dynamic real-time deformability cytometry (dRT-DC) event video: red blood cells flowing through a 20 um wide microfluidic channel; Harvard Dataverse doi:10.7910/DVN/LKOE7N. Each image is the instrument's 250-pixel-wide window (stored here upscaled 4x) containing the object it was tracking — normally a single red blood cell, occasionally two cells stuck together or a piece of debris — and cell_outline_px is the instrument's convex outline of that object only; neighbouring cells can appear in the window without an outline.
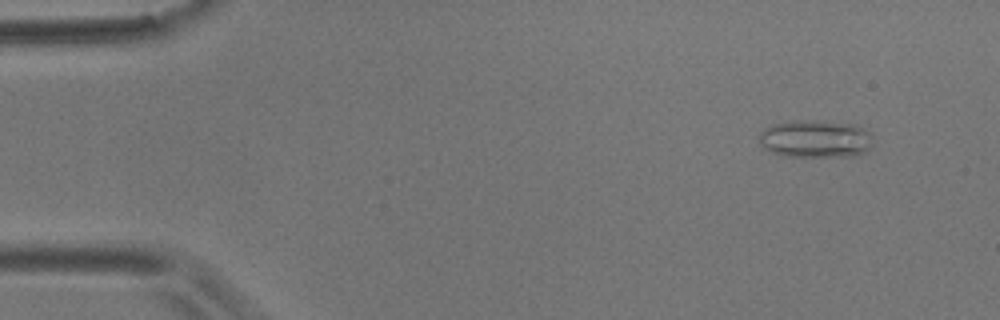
{"species": "common noctule bat (a hibernating species)", "species_latin": "Nyctalus noctula", "temperature_condition": "room temperature", "stored_images_in_passage": 55, "camera_frame_rate_fps": 3000, "um_per_image_px": 0.085, "animal": {"sex": "male", "body_mass_g": 17.9}, "frame": {"image": 1, "passage_image": 5, "time_ms": 1.333, "image_size_px": [1000, 320], "cell_outline_px": [[872, 144], [864, 152], [852, 156], [788, 156], [772, 152], [764, 148], [760, 144], [760, 132], [764, 128], [772, 124], [792, 120], [812, 120], [852, 124], [864, 128], [872, 136]], "centroid_in_image_um": [69.3, 11.79], "position_along_channel_um": 15.7, "area_um2": 24.91}}
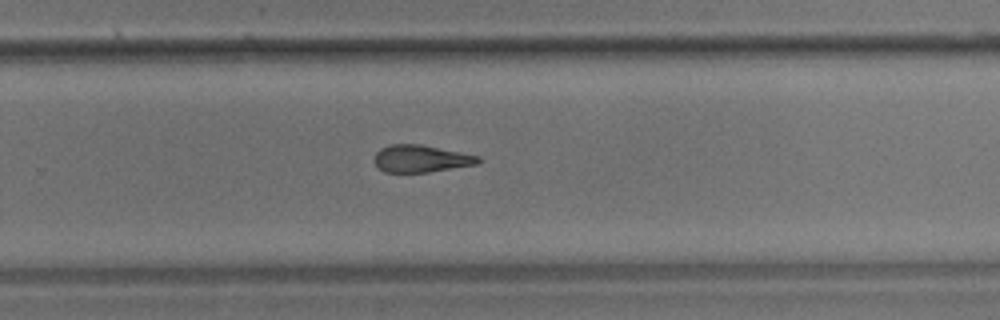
{"frame": {"image": 2, "passage_image": 36, "time_ms": 11.667, "image_size_px": [1000, 320], "cell_outline_px": [[484, 160], [480, 164], [428, 172], [384, 172], [376, 164], [376, 152], [380, 148], [388, 144], [420, 144], [480, 156]], "centroid_in_image_um": [35.85, 13.48], "position_along_channel_um": 294.0, "area_um2": 16.53}}
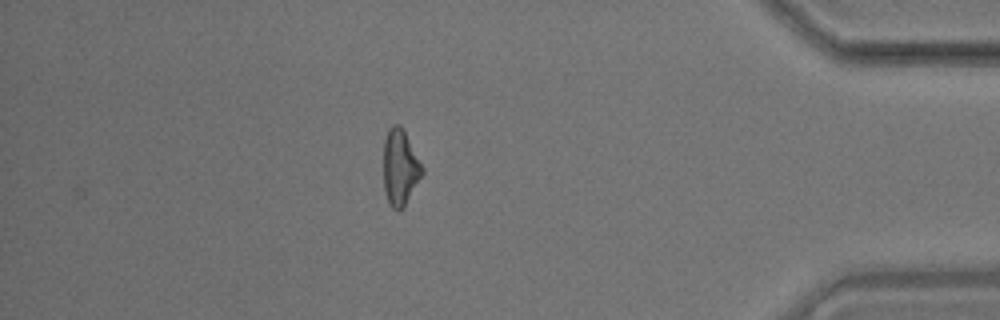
{"frame": {"image": 3, "passage_image": 48, "time_ms": 15.667, "image_size_px": [1000, 320], "cell_outline_px": [[424, 172], [404, 208], [400, 212], [396, 212], [388, 204], [384, 192], [384, 140], [388, 128], [392, 124], [400, 124], [424, 168]], "centroid_in_image_um": [34.0, 14.29], "position_along_channel_um": 401.2, "area_um2": 17.4}, "authors_computed_cell_mechanics": {"area_um2": 17.8024, "velocity_mm_per_s": 3.657, "shape_relaxation_time_tau1_ms": null, "shape_relaxation_time_tau2_ms": 5.6653, "deformation_change_tau1": null, "deformation_change_tau2": 0.1776}}